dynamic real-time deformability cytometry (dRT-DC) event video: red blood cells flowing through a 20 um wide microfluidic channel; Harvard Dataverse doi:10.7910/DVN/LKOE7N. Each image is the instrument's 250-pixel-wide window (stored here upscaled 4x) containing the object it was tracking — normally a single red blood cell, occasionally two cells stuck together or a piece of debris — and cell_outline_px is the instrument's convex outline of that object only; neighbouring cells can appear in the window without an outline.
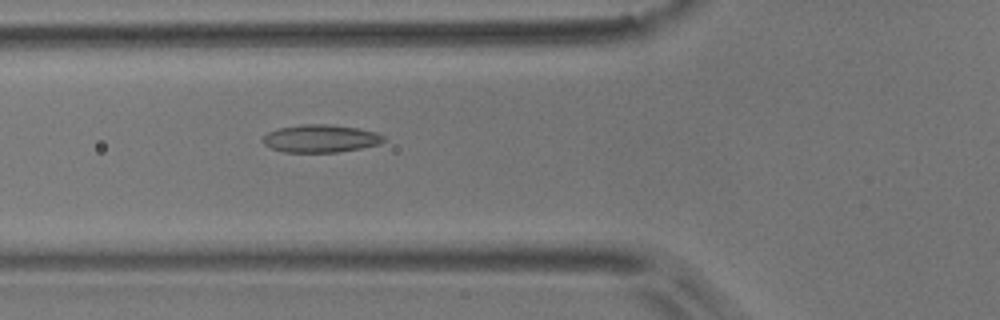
{"species": "common noctule bat (a hibernating species)", "species_latin": "Nyctalus noctula", "temperature_condition": "room temperature", "stored_images_in_passage": 54, "camera_frame_rate_fps": 3000, "um_per_image_px": 0.085, "animal": {"sex": "male", "body_mass_g": 17.9}, "frame": {"image": 1, "passage_image": 20, "time_ms": 6.333, "image_size_px": [1000, 320], "cell_outline_px": [[384, 140], [380, 144], [360, 148], [336, 152], [284, 152], [272, 148], [264, 144], [260, 140], [268, 132], [280, 128], [300, 124], [328, 124], [360, 128], [376, 132], [384, 136]], "centroid_in_image_um": [27.24, 11.77], "position_along_channel_um": 98.6, "area_um2": 19.54}}
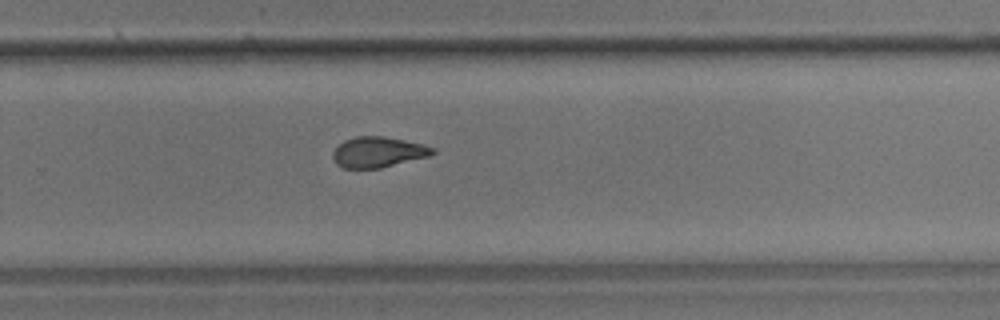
{"frame": {"image": 2, "passage_image": 36, "time_ms": 11.667, "image_size_px": [1000, 320], "cell_outline_px": [[436, 152], [428, 156], [380, 168], [344, 168], [336, 164], [332, 156], [332, 152], [344, 140], [356, 136], [384, 136], [404, 140], [436, 148]], "centroid_in_image_um": [32.12, 12.92], "position_along_channel_um": 297.7, "area_um2": 17.63}}
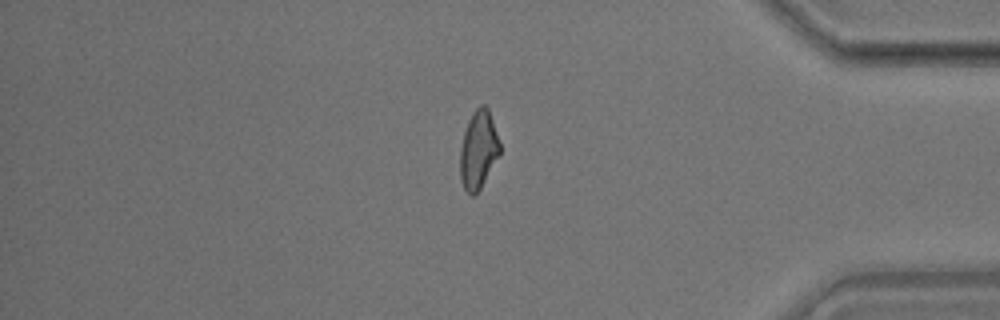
{"frame": {"image": 3, "passage_image": 46, "time_ms": 15.0, "image_size_px": [1000, 320], "cell_outline_px": [[500, 152], [480, 188], [472, 196], [464, 188], [460, 180], [460, 148], [464, 132], [468, 120], [472, 112], [480, 104], [484, 104], [488, 108], [500, 144]], "centroid_in_image_um": [40.64, 12.7], "position_along_channel_um": 394.6, "area_um2": 17.8}, "authors_computed_cell_mechanics": {"area_um2": 18.6405, "velocity_mm_per_s": 3.735, "shape_relaxation_time_tau1_ms": null, "shape_relaxation_time_tau2_ms": 2.5462, "deformation_change_tau1": null, "deformation_change_tau2": 0.0896}}